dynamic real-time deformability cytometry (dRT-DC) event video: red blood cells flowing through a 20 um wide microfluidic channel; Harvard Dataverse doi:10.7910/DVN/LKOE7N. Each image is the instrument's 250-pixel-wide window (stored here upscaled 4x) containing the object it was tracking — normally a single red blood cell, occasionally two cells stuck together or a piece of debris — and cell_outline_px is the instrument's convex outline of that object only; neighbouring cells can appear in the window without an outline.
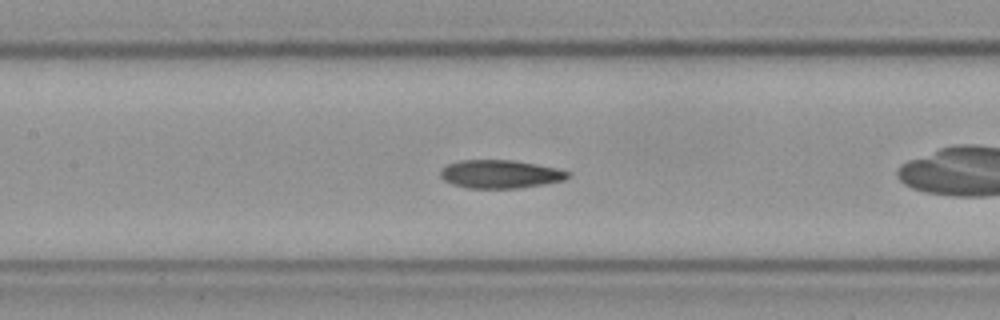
{"species": "Egyptian fruit bat (a non-hibernating species)", "species_latin": "Rousettus aegyptiacus", "temperature_condition": "cold", "stored_images_in_passage": 40, "camera_frame_rate_fps": 3000, "um_per_image_px": 0.085, "frame": {"image": 1, "passage_image": 9, "time_ms": 2.667, "image_size_px": [1000, 320], "cell_outline_px": [[572, 176], [564, 180], [544, 184], [520, 188], [468, 188], [452, 184], [444, 180], [440, 176], [440, 168], [448, 164], [460, 160], [512, 160], [536, 164], [556, 168], [572, 172]], "centroid_in_image_um": [42.53, 14.8], "position_along_channel_um": 164.9, "area_um2": 21.15}}
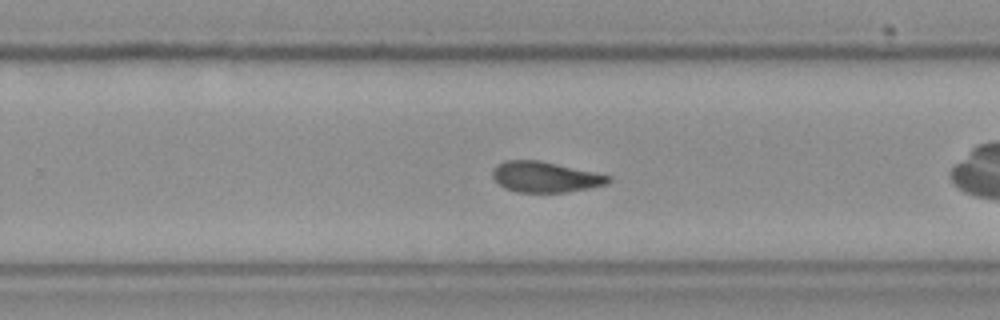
{"frame": {"image": 2, "passage_image": 19, "time_ms": 6.0, "image_size_px": [1000, 320], "cell_outline_px": [[612, 180], [608, 184], [568, 192], [516, 192], [504, 188], [492, 176], [492, 168], [496, 164], [504, 160], [540, 160], [612, 176]], "centroid_in_image_um": [46.33, 15.03], "position_along_channel_um": 283.5, "area_um2": 20.81}}
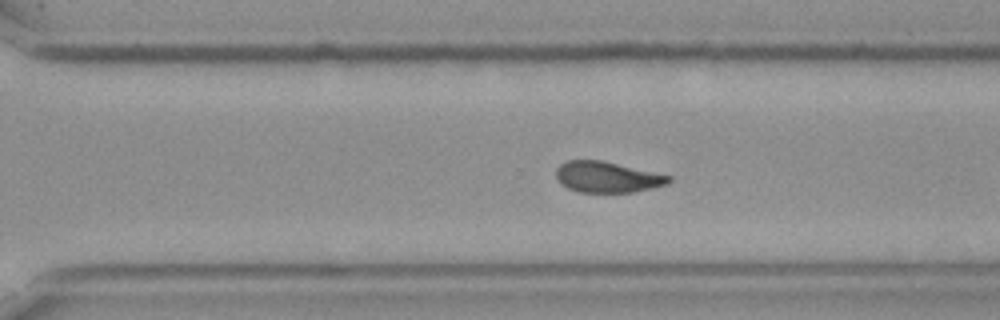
{"frame": {"image": 3, "passage_image": 22, "time_ms": 7.0, "image_size_px": [1000, 320], "cell_outline_px": [[672, 180], [668, 184], [652, 188], [632, 192], [580, 192], [568, 188], [560, 184], [556, 180], [556, 168], [560, 164], [568, 160], [600, 160], [672, 176]], "centroid_in_image_um": [51.59, 15.05], "position_along_channel_um": 319.0, "area_um2": 20.29}, "authors_computed_cell_mechanics": {"area_um2": 20.9525, "velocity_mm_per_s": 3.5667, "shape_relaxation_time_tau1_ms": null, "shape_relaxation_time_tau2_ms": 2.2812, "deformation_change_tau1": null, "deformation_change_tau2": 0.0682}}